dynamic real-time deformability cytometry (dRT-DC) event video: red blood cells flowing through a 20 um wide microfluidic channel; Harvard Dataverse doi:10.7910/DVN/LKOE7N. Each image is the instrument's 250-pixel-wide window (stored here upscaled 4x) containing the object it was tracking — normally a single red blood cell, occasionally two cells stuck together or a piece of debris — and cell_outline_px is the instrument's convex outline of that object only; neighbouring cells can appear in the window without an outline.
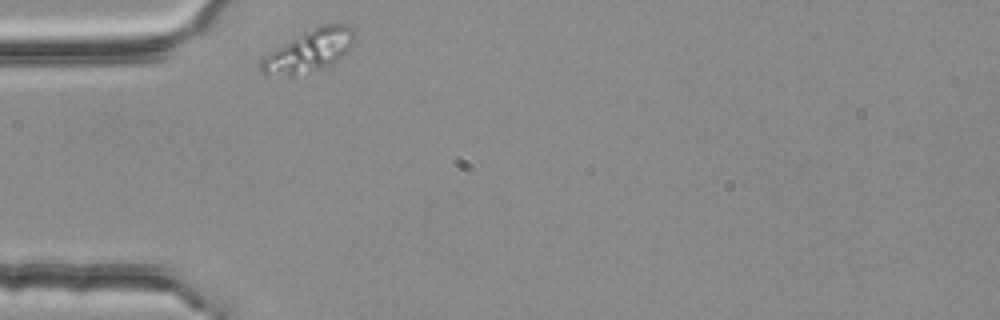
{"species": "common noctule bat (a hibernating species)", "species_latin": "Nyctalus noctula", "temperature_condition": "room temperature", "stored_images_in_passage": 1, "camera_frame_rate_fps": 3000, "um_per_image_px": 0.085, "animal": {"sex": "female", "body_mass_g": 25.1}, "frame": {"image": 1, "passage_image": 1, "time_ms": 0.0, "image_size_px": [1000, 320], "cell_outline_px": [[356, 40], [336, 60], [324, 68], [292, 76], [264, 76], [260, 72], [260, 60], [268, 52], [304, 32], [320, 24], [344, 24], [352, 28], [356, 36]], "centroid_in_image_um": [26.22, 4.33], "position_along_channel_um": 58.8, "area_um2": 22.95}}